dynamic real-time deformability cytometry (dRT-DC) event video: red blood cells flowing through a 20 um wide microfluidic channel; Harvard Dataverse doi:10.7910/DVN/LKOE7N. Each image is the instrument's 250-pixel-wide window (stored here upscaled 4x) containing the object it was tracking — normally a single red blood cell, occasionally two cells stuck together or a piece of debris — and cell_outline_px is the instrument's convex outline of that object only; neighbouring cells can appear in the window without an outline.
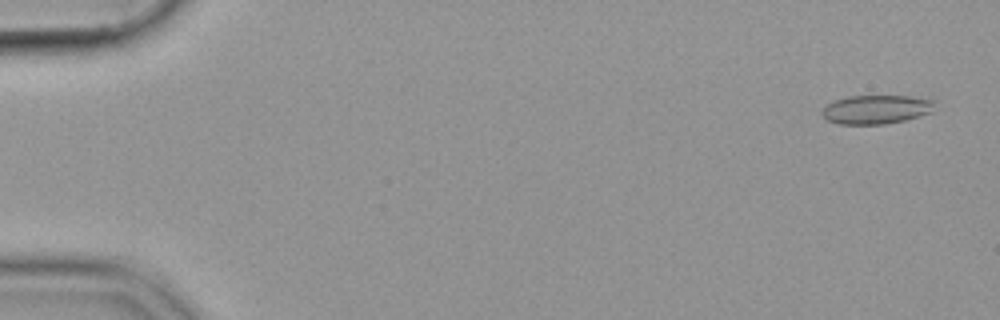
{"species": "common noctule bat (a hibernating species)", "species_latin": "Nyctalus noctula", "temperature_condition": "cold", "stored_images_in_passage": 55, "camera_frame_rate_fps": 3000, "um_per_image_px": 0.085, "animal": {"sex": "female", "body_mass_g": 19.9}, "frame": {"image": 1, "passage_image": 3, "time_ms": 0.667, "image_size_px": [1000, 320], "cell_outline_px": [[936, 100], [932, 112], [920, 116], [904, 120], [884, 124], [836, 124], [828, 120], [820, 112], [828, 104], [836, 100], [848, 96], [908, 96]], "centroid_in_image_um": [74.5, 9.3], "position_along_channel_um": 10.5, "area_um2": 18.9}}
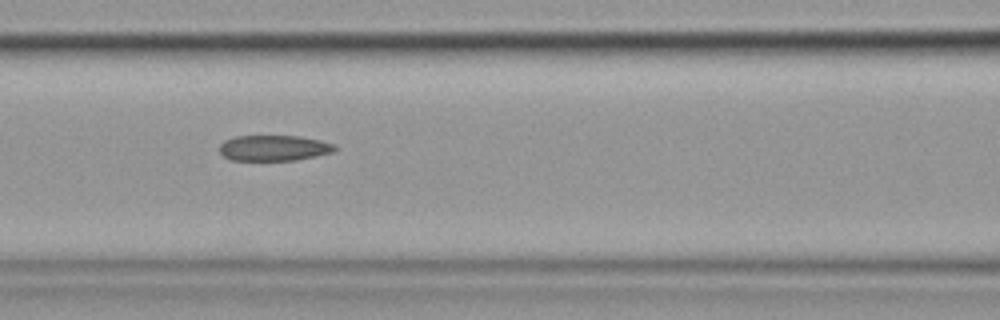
{"frame": {"image": 2, "passage_image": 25, "time_ms": 8.0, "image_size_px": [1000, 320], "cell_outline_px": [[336, 152], [296, 160], [232, 160], [224, 156], [220, 152], [220, 144], [224, 140], [236, 136], [300, 136], [320, 140], [336, 144]], "centroid_in_image_um": [23.32, 12.58], "position_along_channel_um": 143.3, "area_um2": 17.34}}
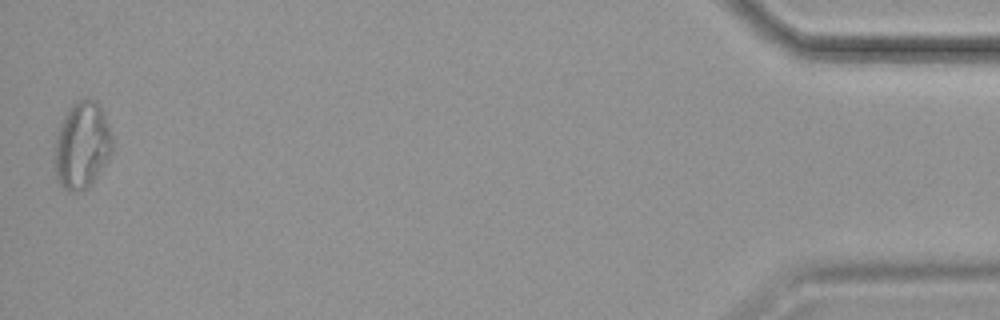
{"frame": {"image": 3, "passage_image": 55, "time_ms": 18.0, "image_size_px": [1000, 320], "cell_outline_px": [[112, 148], [104, 164], [88, 188], [76, 192], [68, 192], [60, 184], [56, 176], [56, 136], [60, 124], [68, 108], [72, 104], [88, 96], [96, 100], [108, 124], [112, 136]], "centroid_in_image_um": [6.96, 12.33], "position_along_channel_um": 428.2, "area_um2": 28.78}}